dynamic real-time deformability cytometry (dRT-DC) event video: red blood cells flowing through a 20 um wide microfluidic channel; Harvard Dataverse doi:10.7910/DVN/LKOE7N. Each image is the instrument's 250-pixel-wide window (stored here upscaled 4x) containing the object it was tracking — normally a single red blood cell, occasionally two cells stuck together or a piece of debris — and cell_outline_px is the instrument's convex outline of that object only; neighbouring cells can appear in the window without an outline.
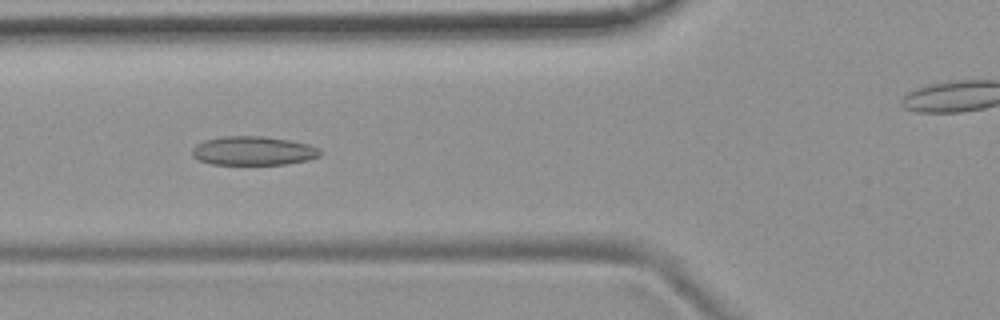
{"species": "common noctule bat (a hibernating species)", "species_latin": "Nyctalus noctula", "temperature_condition": "room temperature", "stored_images_in_passage": 44, "camera_frame_rate_fps": 3000, "um_per_image_px": 0.085, "animal": {"sex": "female", "body_mass_g": 19.9}, "frame": {"image": 1, "passage_image": 10, "time_ms": 3.0, "image_size_px": [1000, 320], "cell_outline_px": [[324, 152], [320, 156], [308, 160], [288, 164], [212, 164], [200, 160], [192, 156], [192, 148], [196, 144], [204, 140], [224, 136], [260, 136], [288, 140], [308, 144], [320, 148]], "centroid_in_image_um": [21.55, 12.82], "position_along_channel_um": 104.2, "area_um2": 21.62}}
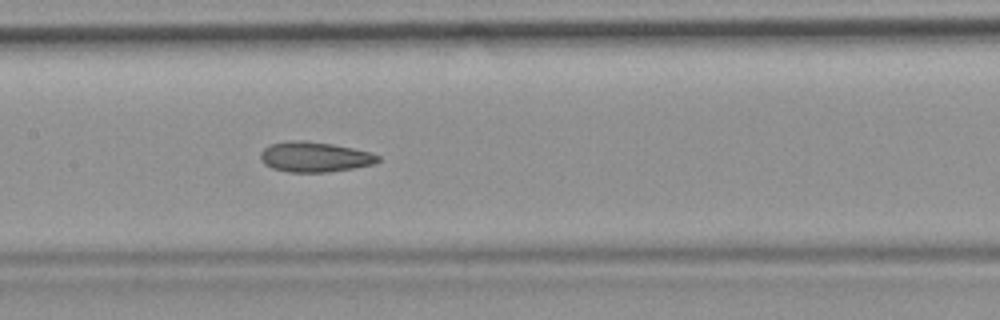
{"frame": {"image": 2, "passage_image": 16, "time_ms": 5.0, "image_size_px": [1000, 320], "cell_outline_px": [[380, 160], [376, 164], [328, 172], [288, 172], [272, 168], [264, 164], [260, 160], [260, 152], [264, 148], [272, 144], [292, 140], [300, 140], [332, 144], [372, 152], [380, 156]], "centroid_in_image_um": [26.76, 13.34], "position_along_channel_um": 180.6, "area_um2": 20.69}}
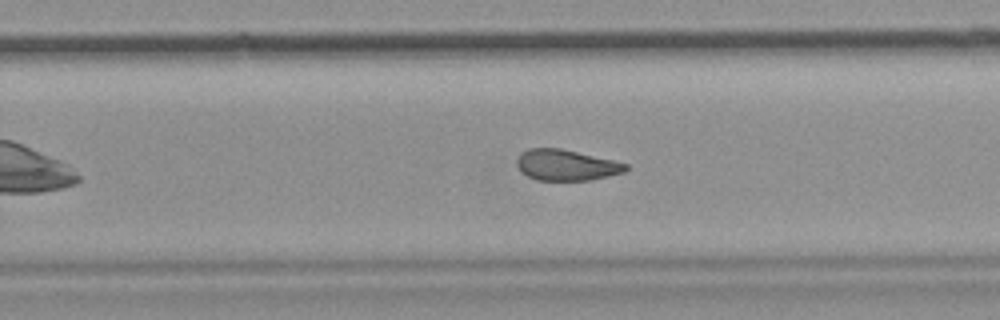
{"frame": {"image": 3, "passage_image": 24, "time_ms": 7.667, "image_size_px": [1000, 320], "cell_outline_px": [[628, 168], [624, 172], [592, 180], [536, 180], [520, 172], [516, 164], [516, 160], [528, 148], [560, 148], [612, 160], [628, 164]], "centroid_in_image_um": [48.11, 14.04], "position_along_channel_um": 281.7, "area_um2": 19.48}, "authors_computed_cell_mechanics": {"area_um2": 20.808, "velocity_mm_per_s": 3.8137, "shape_relaxation_time_tau1_ms": null, "shape_relaxation_time_tau2_ms": 2.6165, "deformation_change_tau1": null, "deformation_change_tau2": 0.1017}}